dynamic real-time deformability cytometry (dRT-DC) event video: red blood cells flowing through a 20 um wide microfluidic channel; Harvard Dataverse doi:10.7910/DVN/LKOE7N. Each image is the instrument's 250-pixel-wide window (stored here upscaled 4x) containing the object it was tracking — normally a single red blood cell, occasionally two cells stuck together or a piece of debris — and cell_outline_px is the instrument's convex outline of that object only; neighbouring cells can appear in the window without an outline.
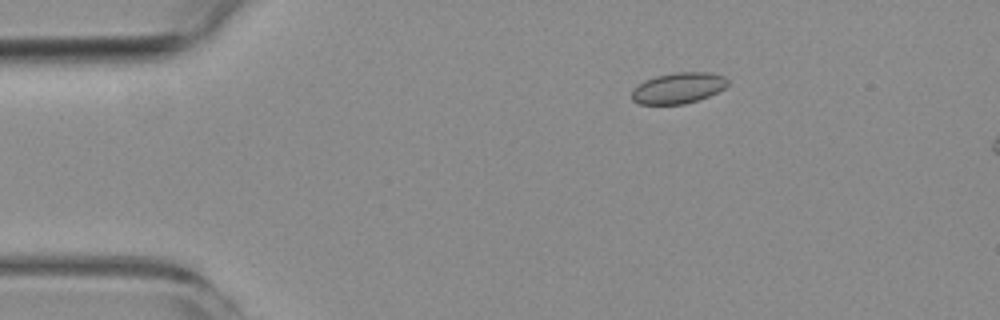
{"species": "common noctule bat (a hibernating species)", "species_latin": "Nyctalus noctula", "temperature_condition": "room temperature", "stored_images_in_passage": 3, "camera_frame_rate_fps": 3000, "um_per_image_px": 0.085, "animal": {"sex": "female", "body_mass_g": 19.3, "forearm_length_mm": 54.1}, "frame": {"image": 1, "passage_image": 1, "time_ms": 0.0, "image_size_px": [1000, 320], "cell_outline_px": [[728, 84], [724, 88], [708, 96], [684, 104], [640, 104], [632, 100], [632, 88], [636, 84], [644, 80], [656, 76], [676, 72], [712, 72], [724, 76], [728, 80]], "centroid_in_image_um": [57.62, 7.47], "position_along_channel_um": 27.4, "area_um2": 17.34}}